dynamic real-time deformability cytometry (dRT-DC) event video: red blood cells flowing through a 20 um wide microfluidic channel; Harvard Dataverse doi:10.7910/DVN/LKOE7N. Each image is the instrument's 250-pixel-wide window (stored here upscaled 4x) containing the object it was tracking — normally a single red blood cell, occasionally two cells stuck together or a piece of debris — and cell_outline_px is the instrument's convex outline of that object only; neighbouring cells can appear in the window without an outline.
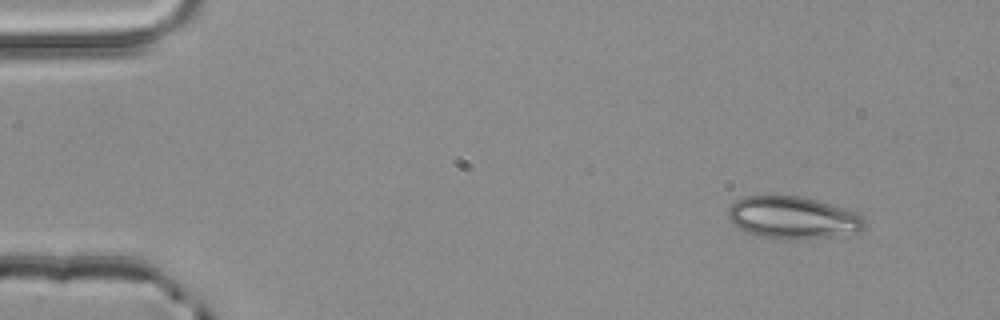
{"species": "common noctule bat (a hibernating species)", "species_latin": "Nyctalus noctula", "temperature_condition": "room temperature", "stored_images_in_passage": 3, "camera_frame_rate_fps": 3000, "um_per_image_px": 0.085, "animal": {"sex": "male", "body_mass_g": 20.4}, "frame": {"image": 1, "passage_image": 1, "time_ms": 0.0, "image_size_px": [1000, 320], "cell_outline_px": [[864, 228], [856, 232], [828, 236], [760, 236], [748, 232], [732, 224], [728, 220], [728, 208], [736, 200], [744, 196], [804, 196], [844, 208], [856, 212], [864, 216]], "centroid_in_image_um": [67.37, 18.43], "position_along_channel_um": 17.6, "area_um2": 32.48}}